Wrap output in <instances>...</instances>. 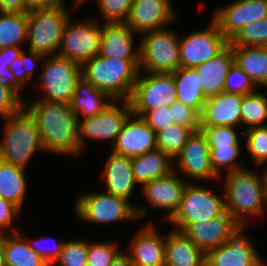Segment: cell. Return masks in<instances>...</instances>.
Listing matches in <instances>:
<instances>
[{"instance_id": "42", "label": "cell", "mask_w": 267, "mask_h": 266, "mask_svg": "<svg viewBox=\"0 0 267 266\" xmlns=\"http://www.w3.org/2000/svg\"><path fill=\"white\" fill-rule=\"evenodd\" d=\"M122 251L114 242H88V266H110Z\"/></svg>"}, {"instance_id": "22", "label": "cell", "mask_w": 267, "mask_h": 266, "mask_svg": "<svg viewBox=\"0 0 267 266\" xmlns=\"http://www.w3.org/2000/svg\"><path fill=\"white\" fill-rule=\"evenodd\" d=\"M162 236L151 223L133 235L126 253L134 266H159L165 263V238Z\"/></svg>"}, {"instance_id": "25", "label": "cell", "mask_w": 267, "mask_h": 266, "mask_svg": "<svg viewBox=\"0 0 267 266\" xmlns=\"http://www.w3.org/2000/svg\"><path fill=\"white\" fill-rule=\"evenodd\" d=\"M104 187L108 194L130 199L134 188L138 185L135 182L131 158L116 154L110 151L105 163Z\"/></svg>"}, {"instance_id": "27", "label": "cell", "mask_w": 267, "mask_h": 266, "mask_svg": "<svg viewBox=\"0 0 267 266\" xmlns=\"http://www.w3.org/2000/svg\"><path fill=\"white\" fill-rule=\"evenodd\" d=\"M173 160L160 149L149 151L131 158L135 182L141 187L152 179L168 175L176 165Z\"/></svg>"}, {"instance_id": "39", "label": "cell", "mask_w": 267, "mask_h": 266, "mask_svg": "<svg viewBox=\"0 0 267 266\" xmlns=\"http://www.w3.org/2000/svg\"><path fill=\"white\" fill-rule=\"evenodd\" d=\"M88 241H65L60 257L54 262L58 266H88Z\"/></svg>"}, {"instance_id": "44", "label": "cell", "mask_w": 267, "mask_h": 266, "mask_svg": "<svg viewBox=\"0 0 267 266\" xmlns=\"http://www.w3.org/2000/svg\"><path fill=\"white\" fill-rule=\"evenodd\" d=\"M105 23L125 22L133 0H96Z\"/></svg>"}, {"instance_id": "40", "label": "cell", "mask_w": 267, "mask_h": 266, "mask_svg": "<svg viewBox=\"0 0 267 266\" xmlns=\"http://www.w3.org/2000/svg\"><path fill=\"white\" fill-rule=\"evenodd\" d=\"M210 149V159L213 171L219 176L221 171L225 169L227 172H233L240 170L244 167L238 164V156L241 154V148H209ZM222 169V170H221Z\"/></svg>"}, {"instance_id": "10", "label": "cell", "mask_w": 267, "mask_h": 266, "mask_svg": "<svg viewBox=\"0 0 267 266\" xmlns=\"http://www.w3.org/2000/svg\"><path fill=\"white\" fill-rule=\"evenodd\" d=\"M225 211L224 196H218L206 187L187 184L179 209L169 220L177 231H182L188 224L211 220Z\"/></svg>"}, {"instance_id": "12", "label": "cell", "mask_w": 267, "mask_h": 266, "mask_svg": "<svg viewBox=\"0 0 267 266\" xmlns=\"http://www.w3.org/2000/svg\"><path fill=\"white\" fill-rule=\"evenodd\" d=\"M116 102L123 104L121 107ZM115 100L101 113L78 120L79 148L83 152L86 139L111 140L114 144L125 122L132 114L129 100ZM85 138V139H84Z\"/></svg>"}, {"instance_id": "1", "label": "cell", "mask_w": 267, "mask_h": 266, "mask_svg": "<svg viewBox=\"0 0 267 266\" xmlns=\"http://www.w3.org/2000/svg\"><path fill=\"white\" fill-rule=\"evenodd\" d=\"M24 108L37 123L44 150L61 155H78L82 151L78 141V119L70 104L50 100H36Z\"/></svg>"}, {"instance_id": "3", "label": "cell", "mask_w": 267, "mask_h": 266, "mask_svg": "<svg viewBox=\"0 0 267 266\" xmlns=\"http://www.w3.org/2000/svg\"><path fill=\"white\" fill-rule=\"evenodd\" d=\"M227 176V177H226ZM225 211L239 224L244 225L248 216H262L264 201V171L240 169L226 173L224 180ZM246 216V217H245Z\"/></svg>"}, {"instance_id": "18", "label": "cell", "mask_w": 267, "mask_h": 266, "mask_svg": "<svg viewBox=\"0 0 267 266\" xmlns=\"http://www.w3.org/2000/svg\"><path fill=\"white\" fill-rule=\"evenodd\" d=\"M155 149L156 133L142 117L132 113L117 135L111 151L132 158Z\"/></svg>"}, {"instance_id": "37", "label": "cell", "mask_w": 267, "mask_h": 266, "mask_svg": "<svg viewBox=\"0 0 267 266\" xmlns=\"http://www.w3.org/2000/svg\"><path fill=\"white\" fill-rule=\"evenodd\" d=\"M236 129L233 126L200 127L209 148H241Z\"/></svg>"}, {"instance_id": "20", "label": "cell", "mask_w": 267, "mask_h": 266, "mask_svg": "<svg viewBox=\"0 0 267 266\" xmlns=\"http://www.w3.org/2000/svg\"><path fill=\"white\" fill-rule=\"evenodd\" d=\"M239 224L224 211L208 221L188 224L181 232L205 254L226 243Z\"/></svg>"}, {"instance_id": "8", "label": "cell", "mask_w": 267, "mask_h": 266, "mask_svg": "<svg viewBox=\"0 0 267 266\" xmlns=\"http://www.w3.org/2000/svg\"><path fill=\"white\" fill-rule=\"evenodd\" d=\"M40 74V87L44 95L37 100H50L70 104L76 85L82 78L81 65L59 55L45 57Z\"/></svg>"}, {"instance_id": "54", "label": "cell", "mask_w": 267, "mask_h": 266, "mask_svg": "<svg viewBox=\"0 0 267 266\" xmlns=\"http://www.w3.org/2000/svg\"><path fill=\"white\" fill-rule=\"evenodd\" d=\"M110 266H134L131 262L130 256L125 252L122 251L112 262Z\"/></svg>"}, {"instance_id": "49", "label": "cell", "mask_w": 267, "mask_h": 266, "mask_svg": "<svg viewBox=\"0 0 267 266\" xmlns=\"http://www.w3.org/2000/svg\"><path fill=\"white\" fill-rule=\"evenodd\" d=\"M20 211L21 210L16 205L0 197V236L6 235L8 229L11 233L20 232L15 226H12L13 218L16 217Z\"/></svg>"}, {"instance_id": "30", "label": "cell", "mask_w": 267, "mask_h": 266, "mask_svg": "<svg viewBox=\"0 0 267 266\" xmlns=\"http://www.w3.org/2000/svg\"><path fill=\"white\" fill-rule=\"evenodd\" d=\"M177 101L201 115L207 100L194 68L180 67L173 73Z\"/></svg>"}, {"instance_id": "19", "label": "cell", "mask_w": 267, "mask_h": 266, "mask_svg": "<svg viewBox=\"0 0 267 266\" xmlns=\"http://www.w3.org/2000/svg\"><path fill=\"white\" fill-rule=\"evenodd\" d=\"M175 170L163 177L152 179L142 186L150 206L168 211L166 220H170L179 209L184 190L188 184Z\"/></svg>"}, {"instance_id": "23", "label": "cell", "mask_w": 267, "mask_h": 266, "mask_svg": "<svg viewBox=\"0 0 267 266\" xmlns=\"http://www.w3.org/2000/svg\"><path fill=\"white\" fill-rule=\"evenodd\" d=\"M99 55L122 60H139V47L134 49L135 32L125 22L102 25Z\"/></svg>"}, {"instance_id": "13", "label": "cell", "mask_w": 267, "mask_h": 266, "mask_svg": "<svg viewBox=\"0 0 267 266\" xmlns=\"http://www.w3.org/2000/svg\"><path fill=\"white\" fill-rule=\"evenodd\" d=\"M205 30H198L187 36L179 37L180 67L194 68L215 57L229 41L219 31L216 23Z\"/></svg>"}, {"instance_id": "57", "label": "cell", "mask_w": 267, "mask_h": 266, "mask_svg": "<svg viewBox=\"0 0 267 266\" xmlns=\"http://www.w3.org/2000/svg\"><path fill=\"white\" fill-rule=\"evenodd\" d=\"M85 1L87 2L88 0H75L74 7H79L82 3H85Z\"/></svg>"}, {"instance_id": "51", "label": "cell", "mask_w": 267, "mask_h": 266, "mask_svg": "<svg viewBox=\"0 0 267 266\" xmlns=\"http://www.w3.org/2000/svg\"><path fill=\"white\" fill-rule=\"evenodd\" d=\"M13 74L15 75L16 80L24 87L26 81L30 80L31 78L26 74L25 70L23 69V60L21 57L15 59L13 63L9 67Z\"/></svg>"}, {"instance_id": "56", "label": "cell", "mask_w": 267, "mask_h": 266, "mask_svg": "<svg viewBox=\"0 0 267 266\" xmlns=\"http://www.w3.org/2000/svg\"><path fill=\"white\" fill-rule=\"evenodd\" d=\"M264 201H265V206H267V167L264 171Z\"/></svg>"}, {"instance_id": "24", "label": "cell", "mask_w": 267, "mask_h": 266, "mask_svg": "<svg viewBox=\"0 0 267 266\" xmlns=\"http://www.w3.org/2000/svg\"><path fill=\"white\" fill-rule=\"evenodd\" d=\"M233 63V48L228 44L215 57L194 67L206 98L224 91L225 79Z\"/></svg>"}, {"instance_id": "26", "label": "cell", "mask_w": 267, "mask_h": 266, "mask_svg": "<svg viewBox=\"0 0 267 266\" xmlns=\"http://www.w3.org/2000/svg\"><path fill=\"white\" fill-rule=\"evenodd\" d=\"M206 254L182 232L173 230L165 237L167 266H206Z\"/></svg>"}, {"instance_id": "9", "label": "cell", "mask_w": 267, "mask_h": 266, "mask_svg": "<svg viewBox=\"0 0 267 266\" xmlns=\"http://www.w3.org/2000/svg\"><path fill=\"white\" fill-rule=\"evenodd\" d=\"M132 113L143 117L148 111L170 107L177 101L173 73L140 71L130 98Z\"/></svg>"}, {"instance_id": "29", "label": "cell", "mask_w": 267, "mask_h": 266, "mask_svg": "<svg viewBox=\"0 0 267 266\" xmlns=\"http://www.w3.org/2000/svg\"><path fill=\"white\" fill-rule=\"evenodd\" d=\"M234 63L258 87L267 88V46L232 47Z\"/></svg>"}, {"instance_id": "41", "label": "cell", "mask_w": 267, "mask_h": 266, "mask_svg": "<svg viewBox=\"0 0 267 266\" xmlns=\"http://www.w3.org/2000/svg\"><path fill=\"white\" fill-rule=\"evenodd\" d=\"M23 49L19 47H5L0 49V84L9 89L23 90V86L16 80L9 68L13 61L20 57Z\"/></svg>"}, {"instance_id": "31", "label": "cell", "mask_w": 267, "mask_h": 266, "mask_svg": "<svg viewBox=\"0 0 267 266\" xmlns=\"http://www.w3.org/2000/svg\"><path fill=\"white\" fill-rule=\"evenodd\" d=\"M8 233L2 235L6 266H50L30 247L27 240L21 239L20 232Z\"/></svg>"}, {"instance_id": "32", "label": "cell", "mask_w": 267, "mask_h": 266, "mask_svg": "<svg viewBox=\"0 0 267 266\" xmlns=\"http://www.w3.org/2000/svg\"><path fill=\"white\" fill-rule=\"evenodd\" d=\"M25 169L0 159V197L16 205L20 210L26 196Z\"/></svg>"}, {"instance_id": "45", "label": "cell", "mask_w": 267, "mask_h": 266, "mask_svg": "<svg viewBox=\"0 0 267 266\" xmlns=\"http://www.w3.org/2000/svg\"><path fill=\"white\" fill-rule=\"evenodd\" d=\"M24 98L17 89H9L0 84V117H10L24 108Z\"/></svg>"}, {"instance_id": "55", "label": "cell", "mask_w": 267, "mask_h": 266, "mask_svg": "<svg viewBox=\"0 0 267 266\" xmlns=\"http://www.w3.org/2000/svg\"><path fill=\"white\" fill-rule=\"evenodd\" d=\"M0 266H6L5 265V259H4L2 235L0 236Z\"/></svg>"}, {"instance_id": "28", "label": "cell", "mask_w": 267, "mask_h": 266, "mask_svg": "<svg viewBox=\"0 0 267 266\" xmlns=\"http://www.w3.org/2000/svg\"><path fill=\"white\" fill-rule=\"evenodd\" d=\"M113 101L108 93L81 78L76 85L70 106L79 120L80 114H83L84 118L95 116L103 112Z\"/></svg>"}, {"instance_id": "46", "label": "cell", "mask_w": 267, "mask_h": 266, "mask_svg": "<svg viewBox=\"0 0 267 266\" xmlns=\"http://www.w3.org/2000/svg\"><path fill=\"white\" fill-rule=\"evenodd\" d=\"M170 111L174 123L192 128L194 131L200 130V115L194 109L176 101L170 106Z\"/></svg>"}, {"instance_id": "21", "label": "cell", "mask_w": 267, "mask_h": 266, "mask_svg": "<svg viewBox=\"0 0 267 266\" xmlns=\"http://www.w3.org/2000/svg\"><path fill=\"white\" fill-rule=\"evenodd\" d=\"M243 95L229 92L207 98L200 115V127L233 126L241 128Z\"/></svg>"}, {"instance_id": "16", "label": "cell", "mask_w": 267, "mask_h": 266, "mask_svg": "<svg viewBox=\"0 0 267 266\" xmlns=\"http://www.w3.org/2000/svg\"><path fill=\"white\" fill-rule=\"evenodd\" d=\"M177 167L174 170L191 177L194 180H218L220 178L211 165L210 149L206 136L201 130L194 131L183 146L181 153L175 159Z\"/></svg>"}, {"instance_id": "17", "label": "cell", "mask_w": 267, "mask_h": 266, "mask_svg": "<svg viewBox=\"0 0 267 266\" xmlns=\"http://www.w3.org/2000/svg\"><path fill=\"white\" fill-rule=\"evenodd\" d=\"M175 18L170 0H133L125 23L141 35L167 28Z\"/></svg>"}, {"instance_id": "53", "label": "cell", "mask_w": 267, "mask_h": 266, "mask_svg": "<svg viewBox=\"0 0 267 266\" xmlns=\"http://www.w3.org/2000/svg\"><path fill=\"white\" fill-rule=\"evenodd\" d=\"M58 3H65V0H25L26 12L35 8L48 7Z\"/></svg>"}, {"instance_id": "6", "label": "cell", "mask_w": 267, "mask_h": 266, "mask_svg": "<svg viewBox=\"0 0 267 266\" xmlns=\"http://www.w3.org/2000/svg\"><path fill=\"white\" fill-rule=\"evenodd\" d=\"M76 216L88 223H111L141 219L146 215L144 206H137L123 197L105 192L84 193L77 197Z\"/></svg>"}, {"instance_id": "2", "label": "cell", "mask_w": 267, "mask_h": 266, "mask_svg": "<svg viewBox=\"0 0 267 266\" xmlns=\"http://www.w3.org/2000/svg\"><path fill=\"white\" fill-rule=\"evenodd\" d=\"M82 78L108 93L115 101L130 100L139 74V60L97 55L81 65Z\"/></svg>"}, {"instance_id": "48", "label": "cell", "mask_w": 267, "mask_h": 266, "mask_svg": "<svg viewBox=\"0 0 267 266\" xmlns=\"http://www.w3.org/2000/svg\"><path fill=\"white\" fill-rule=\"evenodd\" d=\"M142 118L155 133L174 123L172 120V111H170V107L153 109L148 111Z\"/></svg>"}, {"instance_id": "14", "label": "cell", "mask_w": 267, "mask_h": 266, "mask_svg": "<svg viewBox=\"0 0 267 266\" xmlns=\"http://www.w3.org/2000/svg\"><path fill=\"white\" fill-rule=\"evenodd\" d=\"M243 227L238 225L226 243L206 253V266H266Z\"/></svg>"}, {"instance_id": "43", "label": "cell", "mask_w": 267, "mask_h": 266, "mask_svg": "<svg viewBox=\"0 0 267 266\" xmlns=\"http://www.w3.org/2000/svg\"><path fill=\"white\" fill-rule=\"evenodd\" d=\"M255 88L257 86L250 77L238 65L233 63L225 79L224 91L244 96L255 92Z\"/></svg>"}, {"instance_id": "50", "label": "cell", "mask_w": 267, "mask_h": 266, "mask_svg": "<svg viewBox=\"0 0 267 266\" xmlns=\"http://www.w3.org/2000/svg\"><path fill=\"white\" fill-rule=\"evenodd\" d=\"M29 54L26 55L25 52L22 51L20 54L21 59L23 60V69L25 70L26 74L32 78L34 76V68L35 65L38 64L37 62L42 61L45 59V56L35 53L33 51H28Z\"/></svg>"}, {"instance_id": "34", "label": "cell", "mask_w": 267, "mask_h": 266, "mask_svg": "<svg viewBox=\"0 0 267 266\" xmlns=\"http://www.w3.org/2000/svg\"><path fill=\"white\" fill-rule=\"evenodd\" d=\"M240 114L241 126L246 125L244 131L267 126L264 123L267 118V95L257 91L244 95Z\"/></svg>"}, {"instance_id": "47", "label": "cell", "mask_w": 267, "mask_h": 266, "mask_svg": "<svg viewBox=\"0 0 267 266\" xmlns=\"http://www.w3.org/2000/svg\"><path fill=\"white\" fill-rule=\"evenodd\" d=\"M46 239V240H45ZM50 238L41 237L33 242L27 239L30 247L38 253L44 260H46L50 266L54 265V262L60 257L65 241H52L51 247L44 246L45 241L48 242ZM30 241V242H29ZM37 243V244H36ZM43 244V245H42ZM47 244V243H46ZM44 246V247H43Z\"/></svg>"}, {"instance_id": "15", "label": "cell", "mask_w": 267, "mask_h": 266, "mask_svg": "<svg viewBox=\"0 0 267 266\" xmlns=\"http://www.w3.org/2000/svg\"><path fill=\"white\" fill-rule=\"evenodd\" d=\"M213 17L219 31L230 42L246 24L267 17V0H237L220 8Z\"/></svg>"}, {"instance_id": "35", "label": "cell", "mask_w": 267, "mask_h": 266, "mask_svg": "<svg viewBox=\"0 0 267 266\" xmlns=\"http://www.w3.org/2000/svg\"><path fill=\"white\" fill-rule=\"evenodd\" d=\"M194 130L176 123L156 133L157 149L167 154L174 162Z\"/></svg>"}, {"instance_id": "36", "label": "cell", "mask_w": 267, "mask_h": 266, "mask_svg": "<svg viewBox=\"0 0 267 266\" xmlns=\"http://www.w3.org/2000/svg\"><path fill=\"white\" fill-rule=\"evenodd\" d=\"M229 44L232 47L267 46V17L246 24Z\"/></svg>"}, {"instance_id": "38", "label": "cell", "mask_w": 267, "mask_h": 266, "mask_svg": "<svg viewBox=\"0 0 267 266\" xmlns=\"http://www.w3.org/2000/svg\"><path fill=\"white\" fill-rule=\"evenodd\" d=\"M246 136V149L257 166L267 162V126L243 131Z\"/></svg>"}, {"instance_id": "33", "label": "cell", "mask_w": 267, "mask_h": 266, "mask_svg": "<svg viewBox=\"0 0 267 266\" xmlns=\"http://www.w3.org/2000/svg\"><path fill=\"white\" fill-rule=\"evenodd\" d=\"M28 12L0 11V49L19 47L27 41Z\"/></svg>"}, {"instance_id": "7", "label": "cell", "mask_w": 267, "mask_h": 266, "mask_svg": "<svg viewBox=\"0 0 267 266\" xmlns=\"http://www.w3.org/2000/svg\"><path fill=\"white\" fill-rule=\"evenodd\" d=\"M139 47V71L174 73L180 68L179 35L163 28L142 34Z\"/></svg>"}, {"instance_id": "4", "label": "cell", "mask_w": 267, "mask_h": 266, "mask_svg": "<svg viewBox=\"0 0 267 266\" xmlns=\"http://www.w3.org/2000/svg\"><path fill=\"white\" fill-rule=\"evenodd\" d=\"M1 119L5 134L0 141V159L25 169L36 150H44L37 123L25 108Z\"/></svg>"}, {"instance_id": "11", "label": "cell", "mask_w": 267, "mask_h": 266, "mask_svg": "<svg viewBox=\"0 0 267 266\" xmlns=\"http://www.w3.org/2000/svg\"><path fill=\"white\" fill-rule=\"evenodd\" d=\"M66 22L57 55L82 65L100 53L102 25L96 19L83 22Z\"/></svg>"}, {"instance_id": "52", "label": "cell", "mask_w": 267, "mask_h": 266, "mask_svg": "<svg viewBox=\"0 0 267 266\" xmlns=\"http://www.w3.org/2000/svg\"><path fill=\"white\" fill-rule=\"evenodd\" d=\"M0 11L26 12L25 0H0Z\"/></svg>"}, {"instance_id": "5", "label": "cell", "mask_w": 267, "mask_h": 266, "mask_svg": "<svg viewBox=\"0 0 267 266\" xmlns=\"http://www.w3.org/2000/svg\"><path fill=\"white\" fill-rule=\"evenodd\" d=\"M64 3L35 8L28 12L27 36L29 51L45 57L57 55L62 33L71 14Z\"/></svg>"}]
</instances>
